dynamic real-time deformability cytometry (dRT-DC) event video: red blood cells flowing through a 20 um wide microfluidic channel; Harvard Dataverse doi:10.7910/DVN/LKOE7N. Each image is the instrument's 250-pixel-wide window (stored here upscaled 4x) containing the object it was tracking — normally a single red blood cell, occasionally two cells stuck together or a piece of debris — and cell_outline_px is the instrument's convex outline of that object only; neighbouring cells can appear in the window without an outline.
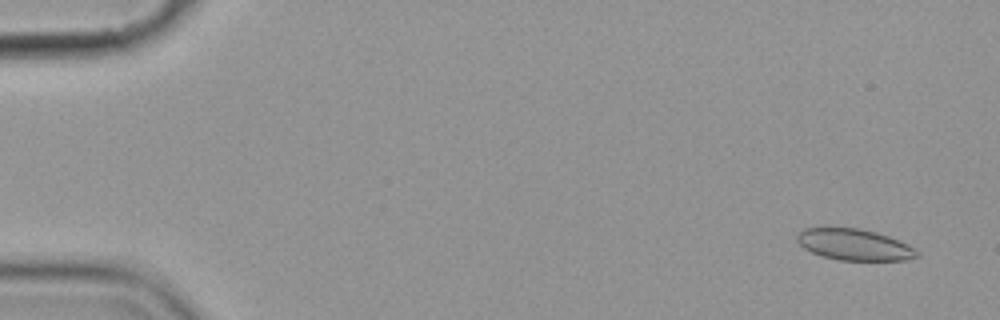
{"species": "common noctule bat (a hibernating species)", "species_latin": "Nyctalus noctula", "temperature_condition": "cold", "stored_images_in_passage": 9, "camera_frame_rate_fps": 3000, "um_per_image_px": 0.085, "animal": {"sex": "female", "body_mass_g": 19.9}, "frame": {"image": 1, "passage_image": 1, "time_ms": 0.0, "image_size_px": [1000, 320], "cell_outline_px": [[920, 256], [904, 260], [840, 260], [820, 256], [804, 248], [796, 240], [796, 236], [804, 228], [860, 228], [876, 232], [888, 236], [920, 252]], "centroid_in_image_um": [72.58, 20.8], "position_along_channel_um": 12.4, "area_um2": 21.62}}
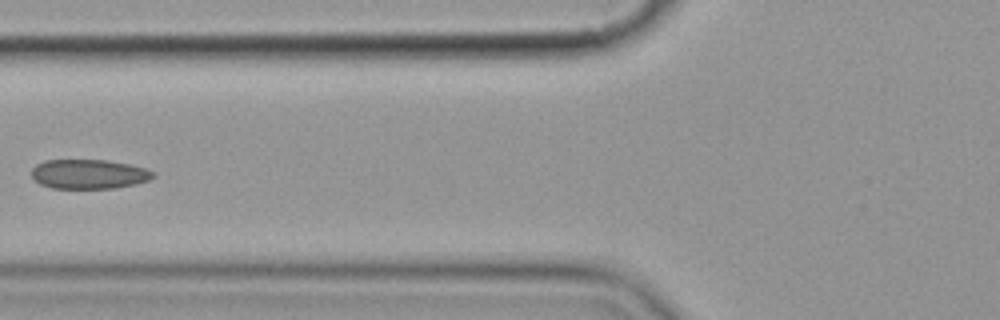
{"frame": {"image": 2, "passage_image": 7, "time_ms": 6.667, "image_size_px": [1000, 320], "cell_outline_px": [[156, 176], [148, 180], [136, 184], [112, 188], [52, 188], [40, 184], [32, 180], [32, 168], [36, 164], [44, 160], [108, 160], [128, 164], [144, 168], [156, 172]], "centroid_in_image_um": [7.54, 14.79], "position_along_channel_um": 118.3, "area_um2": 20.98}}
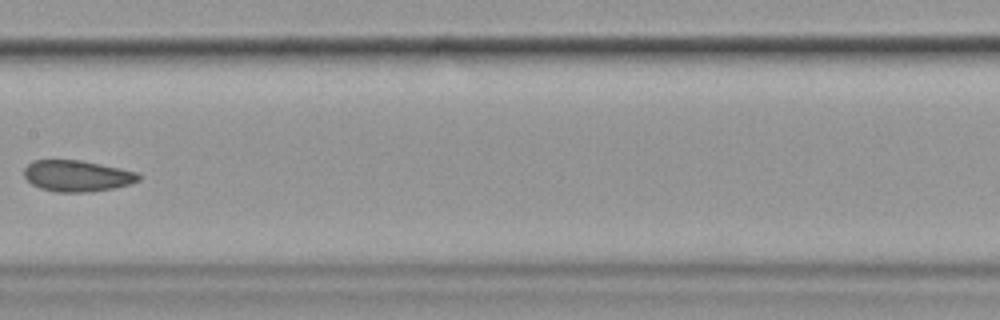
{"frame": {"image": 3, "passage_image": 9, "time_ms": 9.0, "image_size_px": [1000, 320], "cell_outline_px": [[140, 180], [128, 184], [112, 188], [88, 192], [56, 192], [40, 188], [32, 184], [24, 176], [24, 168], [32, 160], [80, 160], [120, 168], [136, 172], [140, 176]], "centroid_in_image_um": [6.52, 14.95], "position_along_channel_um": 200.9, "area_um2": 20.69}}